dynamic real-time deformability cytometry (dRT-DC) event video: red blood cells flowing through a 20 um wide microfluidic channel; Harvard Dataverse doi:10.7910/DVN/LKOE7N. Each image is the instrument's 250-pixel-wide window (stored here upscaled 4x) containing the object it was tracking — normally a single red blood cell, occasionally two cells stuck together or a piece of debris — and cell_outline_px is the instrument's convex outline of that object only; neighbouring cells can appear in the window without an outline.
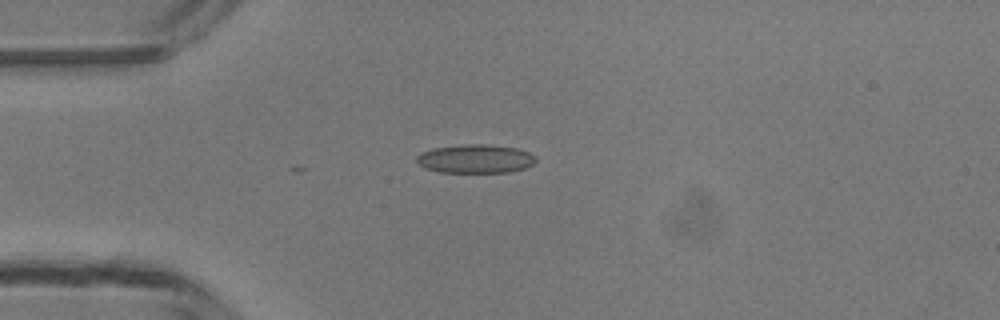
{"species": "common noctule bat (a hibernating species)", "species_latin": "Nyctalus noctula", "temperature_condition": "room temperature", "stored_images_in_passage": 31, "camera_frame_rate_fps": 3000, "um_per_image_px": 0.085, "animal": {"sex": "male", "body_mass_g": 13.3}, "frame": {"image": 1, "passage_image": 1, "time_ms": 0.0, "image_size_px": [1000, 320], "cell_outline_px": [[536, 160], [532, 164], [524, 168], [508, 172], [440, 172], [424, 168], [416, 164], [416, 156], [420, 152], [432, 148], [460, 144], [488, 144], [516, 148], [528, 152], [536, 156]], "centroid_in_image_um": [40.35, 13.49], "position_along_channel_um": 44.7, "area_um2": 20.11}}
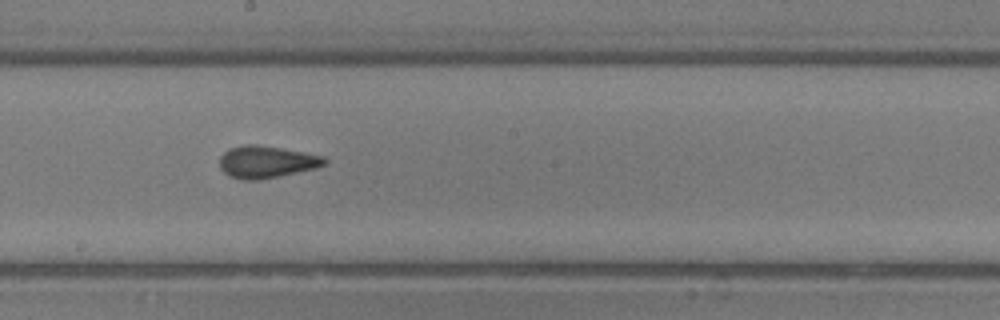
{"frame": {"image": 2, "passage_image": 15, "time_ms": 4.667, "image_size_px": [1000, 320], "cell_outline_px": [[328, 164], [316, 168], [280, 176], [260, 180], [240, 180], [228, 176], [220, 168], [220, 156], [228, 148], [244, 144], [256, 144], [304, 152], [324, 156], [328, 160]], "centroid_in_image_um": [22.65, 13.76], "position_along_channel_um": 225.6, "area_um2": 19.94}}
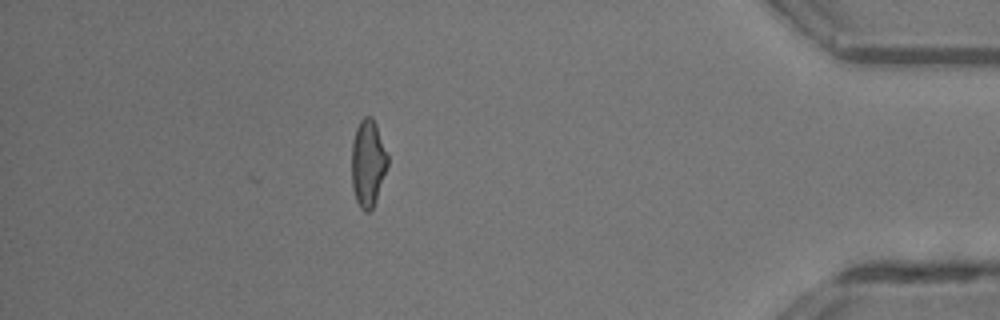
{"frame": {"image": 3, "passage_image": 31, "time_ms": 10.0, "image_size_px": [1000, 320], "cell_outline_px": [[388, 164], [372, 208], [368, 212], [364, 212], [360, 208], [356, 200], [352, 188], [352, 140], [356, 128], [360, 120], [364, 116], [372, 116], [376, 124], [388, 156]], "centroid_in_image_um": [31.25, 13.84], "position_along_channel_um": 403.9, "area_um2": 18.09}, "authors_computed_cell_mechanics": {"area_um2": 18.785, "velocity_mm_per_s": 4.2573, "shape_relaxation_time_tau1_ms": 6.0841, "shape_relaxation_time_tau2_ms": 1.0498, "deformation_change_tau1": 0.1893, "deformation_change_tau2": 0.0903}}